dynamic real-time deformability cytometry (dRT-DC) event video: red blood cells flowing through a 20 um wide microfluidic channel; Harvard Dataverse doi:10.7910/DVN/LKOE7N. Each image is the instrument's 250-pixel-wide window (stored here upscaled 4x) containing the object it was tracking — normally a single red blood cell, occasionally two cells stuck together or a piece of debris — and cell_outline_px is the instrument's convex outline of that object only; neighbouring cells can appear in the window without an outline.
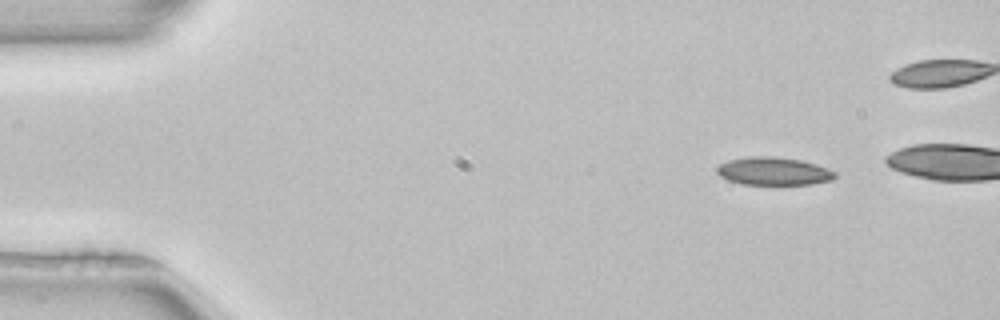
{"species": "common noctule bat (a hibernating species)", "species_latin": "Nyctalus noctula", "temperature_condition": "room temperature", "stored_images_in_passage": 15, "camera_frame_rate_fps": 3000, "um_per_image_px": 0.085, "animal": {"sex": "female", "body_mass_g": 22.7, "forearm_length_mm": 54.2}, "frame": {"image": 1, "passage_image": 5, "time_ms": 1.333, "image_size_px": [1000, 320], "cell_outline_px": [[836, 176], [832, 180], [812, 184], [744, 184], [728, 180], [720, 176], [716, 172], [716, 168], [720, 164], [728, 160], [748, 156], [772, 156], [800, 160], [816, 164], [836, 172]], "centroid_in_image_um": [65.74, 14.54], "position_along_channel_um": 19.3, "area_um2": 19.19}}